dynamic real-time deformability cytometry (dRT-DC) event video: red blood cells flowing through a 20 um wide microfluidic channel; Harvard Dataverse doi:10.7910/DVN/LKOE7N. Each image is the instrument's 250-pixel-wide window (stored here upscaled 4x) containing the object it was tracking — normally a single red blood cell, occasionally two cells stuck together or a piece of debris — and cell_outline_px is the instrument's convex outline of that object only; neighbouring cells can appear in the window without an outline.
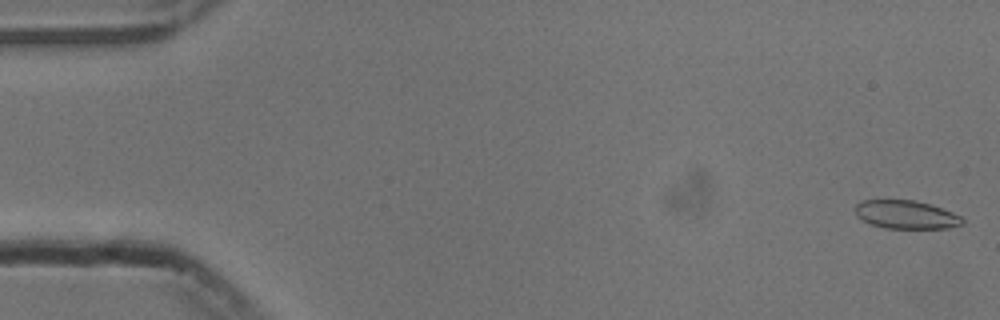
{"species": "common noctule bat (a hibernating species)", "species_latin": "Nyctalus noctula", "temperature_condition": "cold", "stored_images_in_passage": 30, "camera_frame_rate_fps": 3000, "um_per_image_px": 0.085, "animal": {"sex": "male", "body_mass_g": 13.3}, "frame": {"image": 1, "passage_image": 1, "time_ms": 0.0, "image_size_px": [1000, 320], "cell_outline_px": [[964, 224], [948, 228], [884, 228], [868, 224], [856, 216], [856, 204], [860, 200], [916, 200], [952, 212], [960, 216], [964, 220]], "centroid_in_image_um": [76.98, 18.25], "position_along_channel_um": 8.0, "area_um2": 17.74}}
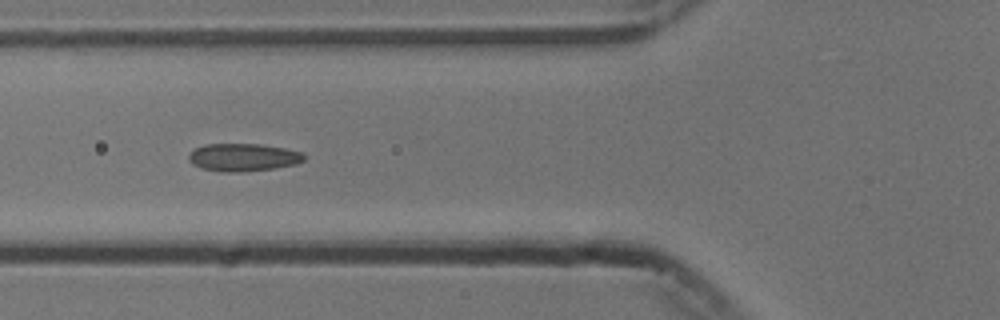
{"frame": {"image": 2, "passage_image": 20, "time_ms": 6.333, "image_size_px": [1000, 320], "cell_outline_px": [[304, 160], [296, 164], [276, 168], [244, 172], [220, 172], [200, 168], [192, 164], [188, 160], [188, 156], [196, 148], [204, 144], [260, 144], [284, 148], [300, 152], [304, 156]], "centroid_in_image_um": [20.64, 13.38], "position_along_channel_um": 105.2, "area_um2": 18.73}}
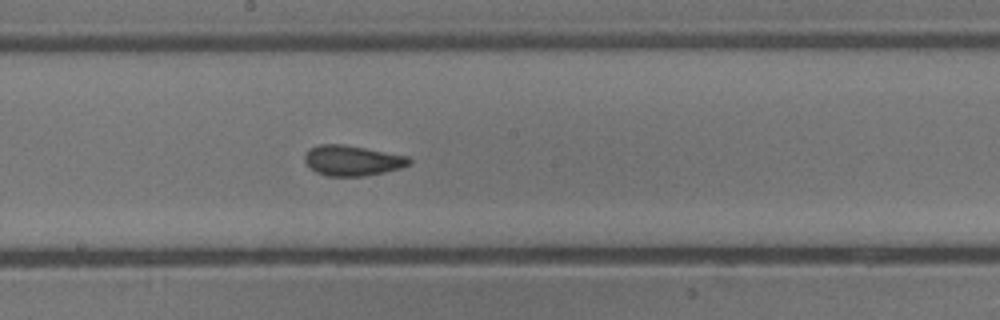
{"frame": {"image": 3, "passage_image": 29, "time_ms": 9.333, "image_size_px": [1000, 320], "cell_outline_px": [[412, 164], [400, 168], [384, 172], [364, 176], [328, 176], [316, 172], [304, 160], [304, 156], [308, 148], [320, 144], [344, 144], [408, 156], [412, 160]], "centroid_in_image_um": [29.96, 13.64], "position_along_channel_um": 218.2, "area_um2": 18.5}}